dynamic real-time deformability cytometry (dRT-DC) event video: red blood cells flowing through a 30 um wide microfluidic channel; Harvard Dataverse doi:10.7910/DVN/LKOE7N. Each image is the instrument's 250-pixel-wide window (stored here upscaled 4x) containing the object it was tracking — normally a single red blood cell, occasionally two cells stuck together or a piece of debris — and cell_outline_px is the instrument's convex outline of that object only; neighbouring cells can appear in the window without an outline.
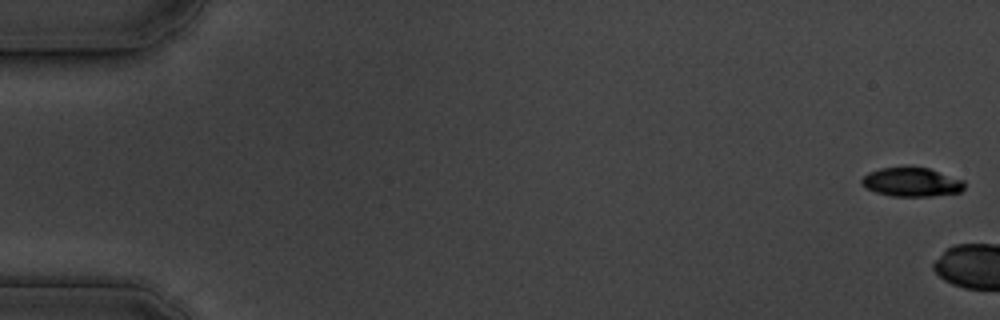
{"species": "common noctule bat (a hibernating species)", "species_latin": "Nyctalus noctula", "temperature_condition": "cold", "stored_images_in_passage": 4, "camera_frame_rate_fps": 3000, "um_per_image_px": 0.085, "animal": {"sex": "male", "body_mass_g": 19.5, "forearm_length_mm": 54.6}, "frame": {"image": 1, "passage_image": 1, "time_ms": 0.0, "image_size_px": [1000, 320], "cell_outline_px": [[964, 188], [960, 192], [932, 196], [892, 196], [876, 192], [868, 188], [860, 180], [868, 172], [880, 168], [928, 168], [964, 180]], "centroid_in_image_um": [77.51, 15.49], "position_along_channel_um": 7.5, "area_um2": 16.99}}